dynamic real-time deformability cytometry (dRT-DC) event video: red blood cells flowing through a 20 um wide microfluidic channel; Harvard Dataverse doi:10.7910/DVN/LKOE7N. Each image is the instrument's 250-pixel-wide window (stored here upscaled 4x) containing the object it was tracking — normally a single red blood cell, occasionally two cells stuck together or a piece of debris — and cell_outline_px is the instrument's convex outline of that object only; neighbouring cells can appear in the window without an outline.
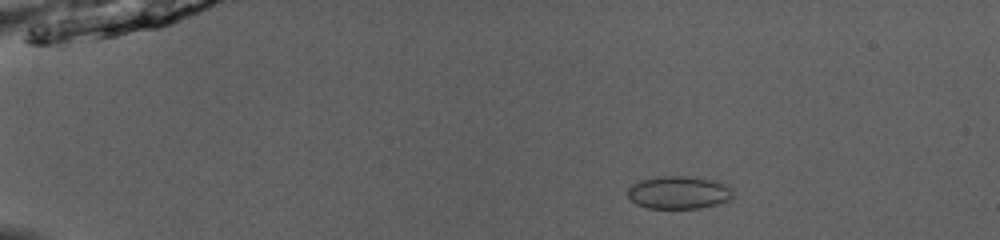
{"species": "common noctule bat (a hibernating species)", "species_latin": "Nyctalus noctula", "temperature_condition": "room temperature", "stored_images_in_passage": 51, "camera_frame_rate_fps": 3000, "um_per_image_px": 0.085, "animal": {"sex": "male", "body_mass_g": 13.0, "forearm_length_mm": 53.1}, "frame": {"image": 1, "passage_image": 10, "time_ms": 3.0, "image_size_px": [1000, 240], "cell_outline_px": [[736, 196], [732, 200], [700, 208], [648, 208], [636, 204], [628, 196], [628, 188], [632, 184], [640, 180], [656, 176], [688, 176], [712, 180], [724, 184], [732, 188], [736, 192]], "centroid_in_image_um": [57.74, 16.36], "position_along_channel_um": 27.3, "area_um2": 20.4}}
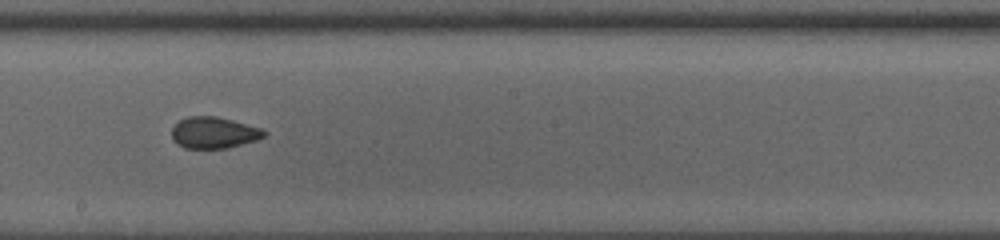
{"frame": {"image": 2, "passage_image": 31, "time_ms": 10.0, "image_size_px": [1000, 240], "cell_outline_px": [[268, 132], [264, 136], [256, 140], [228, 148], [184, 148], [172, 140], [172, 128], [180, 120], [188, 116], [216, 116], [232, 120], [260, 128]], "centroid_in_image_um": [18.16, 11.28], "position_along_channel_um": 230.0, "area_um2": 16.82}}
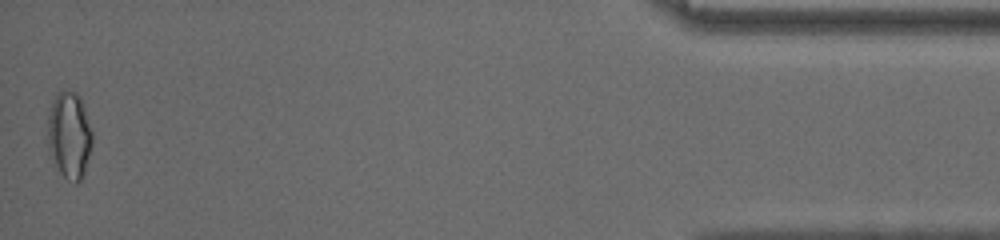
{"frame": {"image": 3, "passage_image": 51, "time_ms": 16.667, "image_size_px": [1000, 240], "cell_outline_px": [[92, 144], [84, 176], [76, 184], [68, 180], [60, 172], [48, 152], [48, 116], [52, 100], [56, 92], [76, 92], [80, 96], [84, 104], [92, 128]], "centroid_in_image_um": [5.91, 11.49], "position_along_channel_um": 429.3, "area_um2": 22.89}, "authors_computed_cell_mechanics": {"area_um2": 18.0914, "velocity_mm_per_s": 4.0723, "shape_relaxation_time_tau1_ms": 5.3735, "shape_relaxation_time_tau2_ms": 1.2453, "deformation_change_tau1": 0.0955, "deformation_change_tau2": 0.0532}}